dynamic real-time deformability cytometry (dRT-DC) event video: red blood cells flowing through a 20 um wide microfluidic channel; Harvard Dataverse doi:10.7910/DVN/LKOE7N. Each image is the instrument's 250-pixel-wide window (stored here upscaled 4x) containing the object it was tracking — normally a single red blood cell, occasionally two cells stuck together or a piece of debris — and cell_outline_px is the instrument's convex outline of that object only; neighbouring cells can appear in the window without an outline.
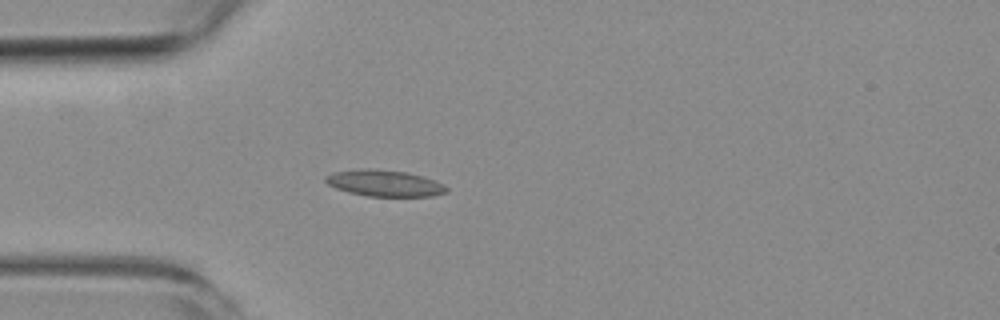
{"species": "common noctule bat (a hibernating species)", "species_latin": "Nyctalus noctula", "temperature_condition": "room temperature", "stored_images_in_passage": 4, "camera_frame_rate_fps": 3000, "um_per_image_px": 0.085, "animal": {"sex": "female", "body_mass_g": 19.3, "forearm_length_mm": 54.1}, "frame": {"image": 1, "passage_image": 4, "time_ms": 3.333, "image_size_px": [1000, 320], "cell_outline_px": [[448, 192], [432, 196], [368, 196], [348, 192], [336, 188], [328, 184], [324, 180], [324, 176], [332, 172], [360, 168], [368, 168], [404, 172], [420, 176], [444, 184], [448, 188]], "centroid_in_image_um": [32.63, 15.57], "position_along_channel_um": 52.4, "area_um2": 18.5}}